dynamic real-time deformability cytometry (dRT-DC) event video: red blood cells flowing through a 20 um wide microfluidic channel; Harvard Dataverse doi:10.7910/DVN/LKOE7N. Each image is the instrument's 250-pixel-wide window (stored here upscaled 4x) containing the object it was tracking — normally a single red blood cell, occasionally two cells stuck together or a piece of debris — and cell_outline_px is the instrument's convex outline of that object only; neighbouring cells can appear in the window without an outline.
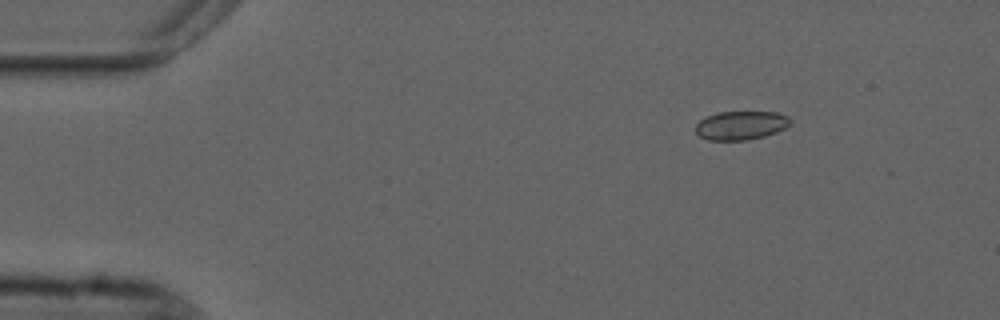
{"species": "common noctule bat (a hibernating species)", "species_latin": "Nyctalus noctula", "temperature_condition": "cold", "stored_images_in_passage": 2, "camera_frame_rate_fps": 3000, "um_per_image_px": 0.085, "animal": {"sex": "male", "forearm_length_mm": 52.5}, "frame": {"image": 1, "passage_image": 2, "time_ms": 1.333, "image_size_px": [1000, 320], "cell_outline_px": [[792, 120], [784, 128], [776, 132], [764, 136], [748, 140], [708, 140], [700, 136], [696, 132], [696, 124], [700, 120], [708, 116], [720, 112], [776, 112], [788, 116]], "centroid_in_image_um": [62.98, 10.66], "position_along_channel_um": 22.0, "area_um2": 15.72}}